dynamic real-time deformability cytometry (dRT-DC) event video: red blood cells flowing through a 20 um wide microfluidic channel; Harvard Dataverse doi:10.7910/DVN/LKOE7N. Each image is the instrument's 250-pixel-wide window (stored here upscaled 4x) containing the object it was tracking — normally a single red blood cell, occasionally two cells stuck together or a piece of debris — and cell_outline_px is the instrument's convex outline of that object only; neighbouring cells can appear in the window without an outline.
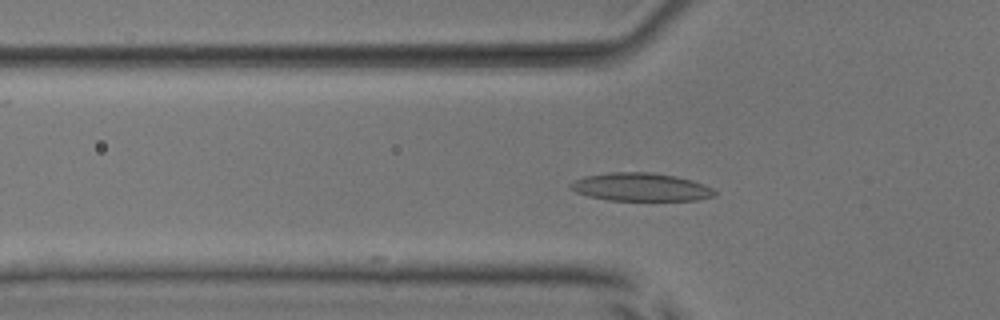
{"species": "common noctule bat (a hibernating species)", "species_latin": "Nyctalus noctula", "temperature_condition": "room temperature", "stored_images_in_passage": 3, "camera_frame_rate_fps": 3000, "um_per_image_px": 0.085, "animal": {"sex": "male", "body_mass_g": 17.9, "forearm_length_mm": 54.2}, "frame": {"image": 1, "passage_image": 3, "time_ms": 0.667, "image_size_px": [1000, 320], "cell_outline_px": [[716, 192], [712, 196], [696, 200], [608, 200], [588, 196], [576, 192], [568, 188], [568, 184], [584, 176], [608, 172], [652, 172], [676, 176], [692, 180], [712, 188]], "centroid_in_image_um": [54.41, 15.89], "position_along_channel_um": 71.4, "area_um2": 23.58}}